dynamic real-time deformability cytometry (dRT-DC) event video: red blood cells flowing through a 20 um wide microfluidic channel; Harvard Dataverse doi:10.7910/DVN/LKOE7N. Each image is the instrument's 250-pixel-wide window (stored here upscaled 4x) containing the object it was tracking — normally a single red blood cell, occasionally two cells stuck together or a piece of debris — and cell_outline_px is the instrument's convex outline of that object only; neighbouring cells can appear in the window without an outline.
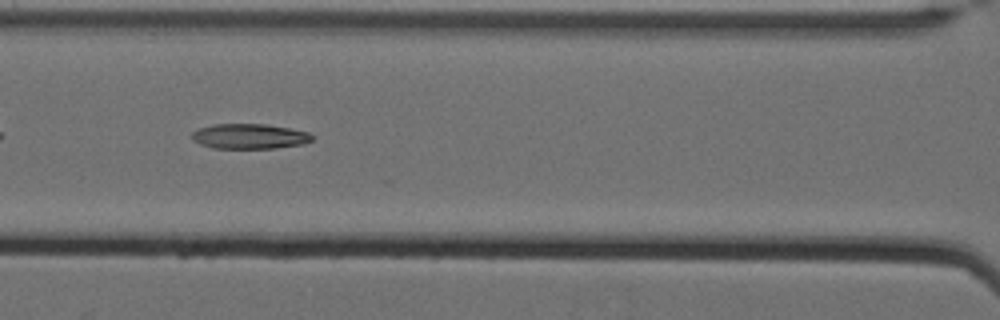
{"species": "Egyptian fruit bat (a non-hibernating species)", "species_latin": "Rousettus aegyptiacus", "temperature_condition": "cold", "stored_images_in_passage": 33, "camera_frame_rate_fps": 3000, "um_per_image_px": 0.085, "animal": {"sex": "female"}, "frame": {"image": 1, "passage_image": 8, "time_ms": 2.333, "image_size_px": [1000, 320], "cell_outline_px": [[316, 136], [312, 140], [304, 144], [276, 148], [212, 148], [200, 144], [192, 140], [192, 132], [196, 128], [216, 124], [264, 124], [288, 128], [308, 132]], "centroid_in_image_um": [21.2, 11.59], "position_along_channel_um": 145.4, "area_um2": 17.69}}
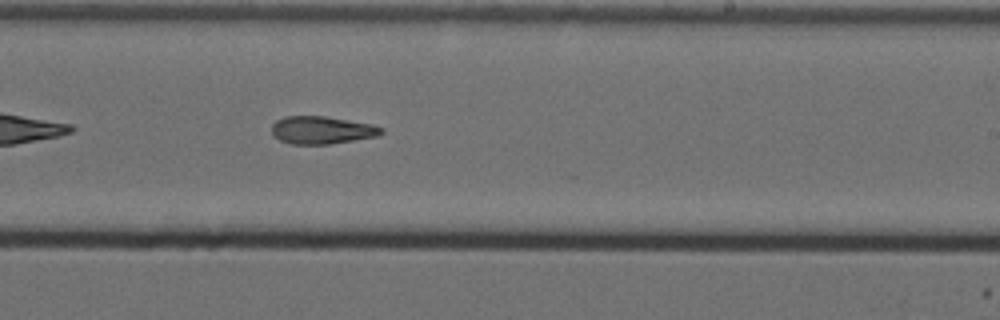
{"frame": {"image": 2, "passage_image": 18, "time_ms": 5.667, "image_size_px": [1000, 320], "cell_outline_px": [[384, 132], [376, 136], [332, 144], [292, 144], [280, 140], [272, 136], [272, 124], [276, 120], [284, 116], [324, 116], [372, 124], [384, 128]], "centroid_in_image_um": [27.33, 11.06], "position_along_channel_um": 261.7, "area_um2": 17.74}}
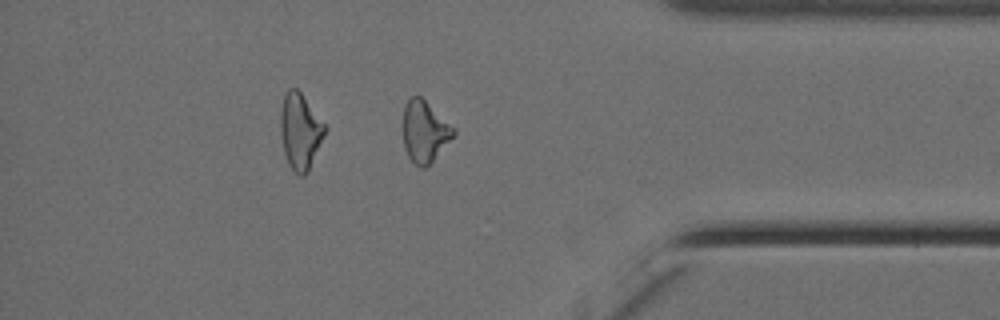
{"frame": {"image": 3, "passage_image": 31, "time_ms": 10.0, "image_size_px": [1000, 320], "cell_outline_px": [[456, 132], [432, 160], [424, 168], [420, 168], [408, 156], [404, 148], [404, 104], [412, 96], [420, 96], [456, 128]], "centroid_in_image_um": [36.09, 11.15], "position_along_channel_um": 399.1, "area_um2": 17.63}}